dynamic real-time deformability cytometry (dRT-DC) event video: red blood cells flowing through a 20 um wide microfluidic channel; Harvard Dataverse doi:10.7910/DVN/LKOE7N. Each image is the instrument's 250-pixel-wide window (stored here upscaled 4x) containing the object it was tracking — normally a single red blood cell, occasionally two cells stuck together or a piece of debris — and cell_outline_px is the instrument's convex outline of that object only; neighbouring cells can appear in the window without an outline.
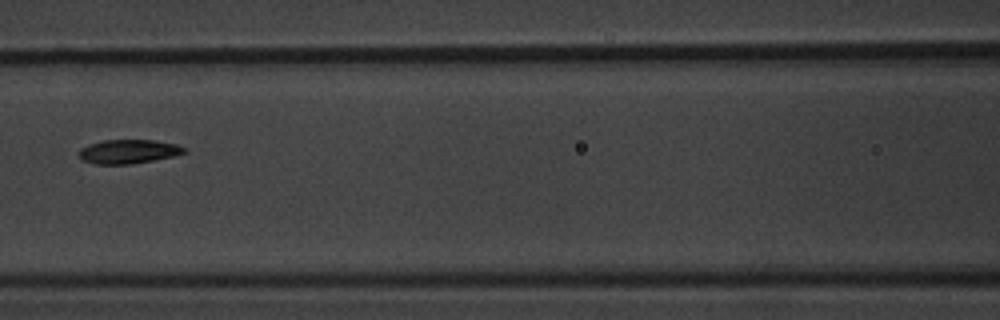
{"species": "common noctule bat (a hibernating species)", "species_latin": "Nyctalus noctula", "temperature_condition": "warm", "stored_images_in_passage": 7, "camera_frame_rate_fps": 3000, "um_per_image_px": 0.085, "animal": {"sex": "male", "body_mass_g": 20.1, "forearm_length_mm": 53.5}, "frame": {"image": 1, "passage_image": 4, "time_ms": 3.667, "image_size_px": [1000, 320], "cell_outline_px": [[188, 152], [172, 156], [132, 164], [96, 164], [84, 160], [80, 156], [80, 148], [88, 144], [104, 140], [152, 140], [176, 144], [188, 148]], "centroid_in_image_um": [10.95, 12.87], "position_along_channel_um": 155.6, "area_um2": 14.62}}
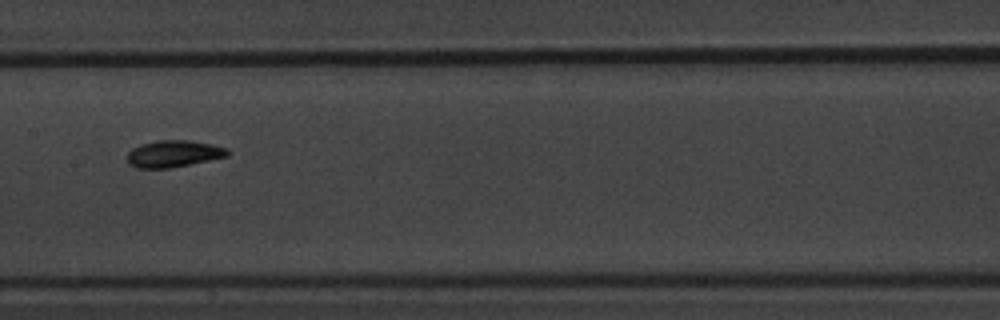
{"frame": {"image": 2, "passage_image": 5, "time_ms": 4.667, "image_size_px": [1000, 320], "cell_outline_px": [[228, 156], [168, 168], [136, 168], [128, 164], [128, 152], [132, 148], [140, 144], [156, 140], [188, 140], [228, 148]], "centroid_in_image_um": [14.7, 13.06], "position_along_channel_um": 192.7, "area_um2": 15.49}}
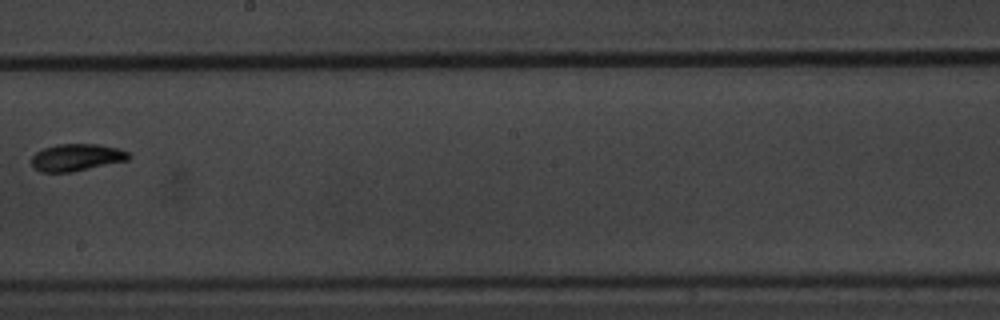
{"frame": {"image": 3, "passage_image": 6, "time_ms": 6.0, "image_size_px": [1000, 320], "cell_outline_px": [[132, 156], [128, 160], [72, 172], [40, 172], [32, 168], [32, 156], [36, 152], [44, 148], [56, 144], [100, 144], [120, 148], [128, 152]], "centroid_in_image_um": [6.51, 13.38], "position_along_channel_um": 241.7, "area_um2": 15.55}}